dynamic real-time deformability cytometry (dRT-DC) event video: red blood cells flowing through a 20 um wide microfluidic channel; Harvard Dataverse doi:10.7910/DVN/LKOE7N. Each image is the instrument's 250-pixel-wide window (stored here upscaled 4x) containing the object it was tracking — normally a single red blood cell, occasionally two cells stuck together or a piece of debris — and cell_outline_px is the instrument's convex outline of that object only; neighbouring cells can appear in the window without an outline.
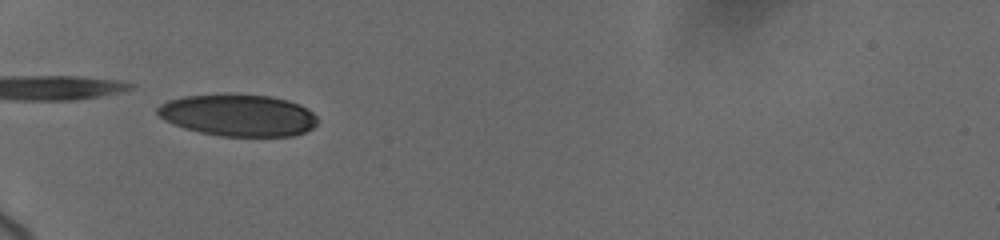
{"species": "human", "species_latin": "Homo sapiens", "temperature_condition": "cold", "stored_images_in_passage": 7, "camera_frame_rate_fps": 3000, "um_per_image_px": 0.085, "donor": {"sex": "female"}, "frame": {"image": 1, "passage_image": 6, "time_ms": 5.333, "image_size_px": [1000, 240], "cell_outline_px": [[316, 124], [312, 128], [304, 132], [292, 136], [220, 136], [200, 132], [184, 128], [172, 124], [164, 120], [156, 112], [156, 108], [160, 104], [168, 100], [184, 96], [268, 96], [288, 100], [300, 104], [308, 108], [316, 116]], "centroid_in_image_um": [20.24, 9.82], "position_along_channel_um": 64.8, "area_um2": 38.44}}